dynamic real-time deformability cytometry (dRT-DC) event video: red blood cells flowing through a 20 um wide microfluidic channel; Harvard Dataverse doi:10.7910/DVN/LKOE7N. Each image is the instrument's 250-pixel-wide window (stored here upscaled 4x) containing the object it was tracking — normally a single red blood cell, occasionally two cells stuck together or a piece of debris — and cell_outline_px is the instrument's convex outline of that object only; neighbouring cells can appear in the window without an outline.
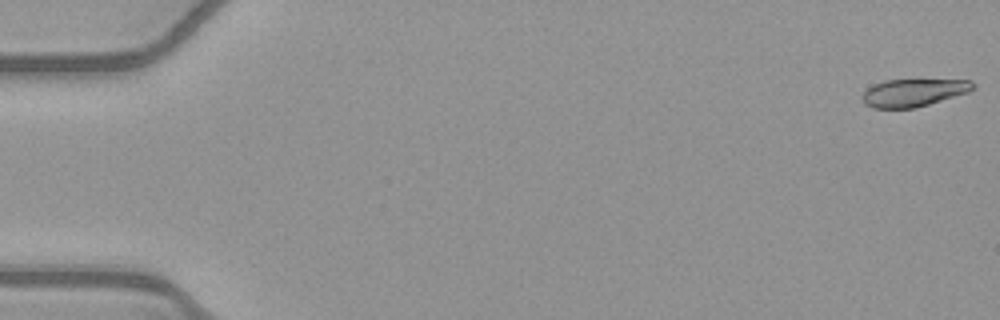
{"species": "common noctule bat (a hibernating species)", "species_latin": "Nyctalus noctula", "temperature_condition": "warm", "stored_images_in_passage": 20, "camera_frame_rate_fps": 3000, "um_per_image_px": 0.085, "animal": {"sex": "female", "body_mass_g": 21.9}, "frame": {"image": 1, "passage_image": 1, "time_ms": 0.0, "image_size_px": [1000, 320], "cell_outline_px": [[976, 88], [968, 92], [916, 108], [872, 108], [864, 104], [860, 96], [872, 84], [884, 80], [972, 80], [976, 84]], "centroid_in_image_um": [77.63, 7.87], "position_along_channel_um": 7.4, "area_um2": 17.98}}
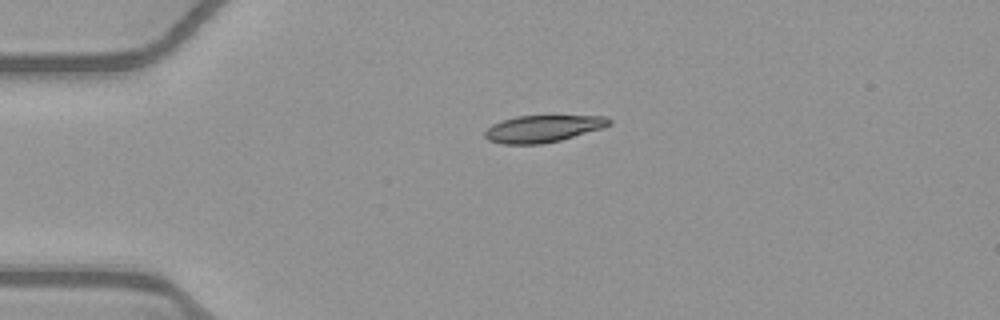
{"frame": {"image": 2, "passage_image": 13, "time_ms": 4.0, "image_size_px": [1000, 320], "cell_outline_px": [[612, 124], [604, 128], [560, 140], [544, 144], [504, 144], [488, 140], [484, 136], [484, 132], [492, 124], [516, 116], [608, 116], [612, 120]], "centroid_in_image_um": [46.18, 10.94], "position_along_channel_um": 38.8, "area_um2": 19.59}}